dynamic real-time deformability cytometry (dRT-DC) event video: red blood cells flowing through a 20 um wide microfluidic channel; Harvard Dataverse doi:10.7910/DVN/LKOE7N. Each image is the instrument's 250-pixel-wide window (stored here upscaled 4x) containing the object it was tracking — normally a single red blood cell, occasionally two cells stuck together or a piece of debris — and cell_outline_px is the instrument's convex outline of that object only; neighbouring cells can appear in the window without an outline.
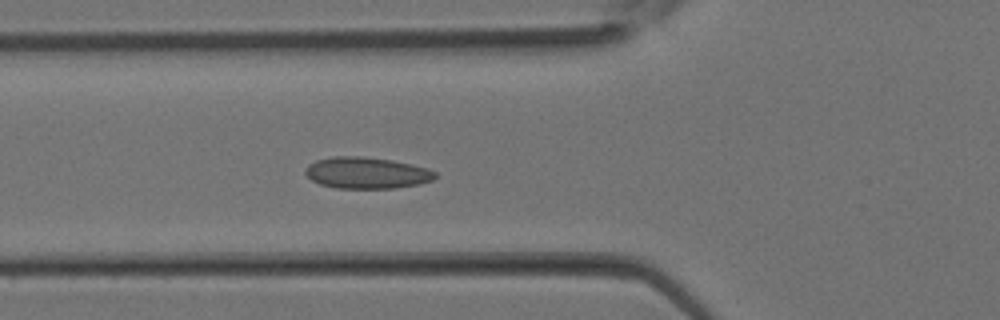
{"species": "Egyptian fruit bat (a non-hibernating species)", "species_latin": "Rousettus aegyptiacus", "temperature_condition": "room temperature", "stored_images_in_passage": 35, "segment_of_instrument_passage": [1, 2], "camera_frame_rate_fps": 3000, "um_per_image_px": 0.085, "animal": {"sex": "female"}, "frame": {"image": 1, "passage_image": 12, "time_ms": 3.667, "image_size_px": [1000, 320], "cell_outline_px": [[436, 176], [432, 180], [420, 184], [396, 188], [336, 188], [320, 184], [312, 180], [304, 172], [308, 164], [316, 160], [332, 156], [364, 156], [392, 160], [412, 164], [428, 168], [436, 172]], "centroid_in_image_um": [31.17, 14.69], "position_along_channel_um": 94.6, "area_um2": 23.93}}
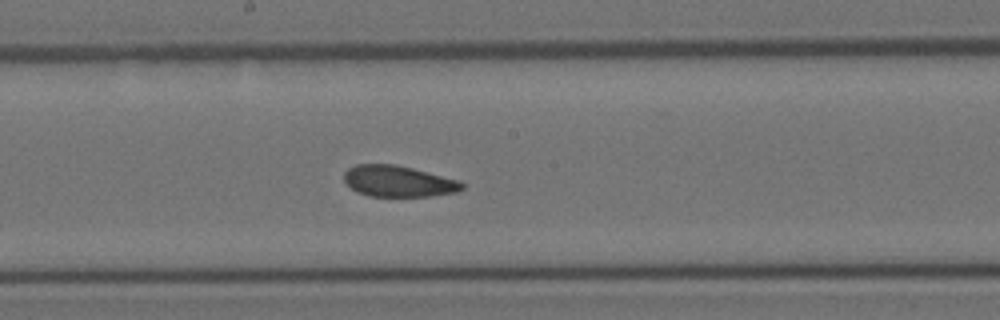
{"frame": {"image": 2, "passage_image": 18, "time_ms": 5.667, "image_size_px": [1000, 320], "cell_outline_px": [[464, 188], [456, 192], [432, 196], [368, 196], [356, 192], [344, 184], [344, 172], [348, 168], [356, 164], [396, 164], [460, 180], [464, 184]], "centroid_in_image_um": [33.83, 15.41], "position_along_channel_um": 214.4, "area_um2": 21.68}}
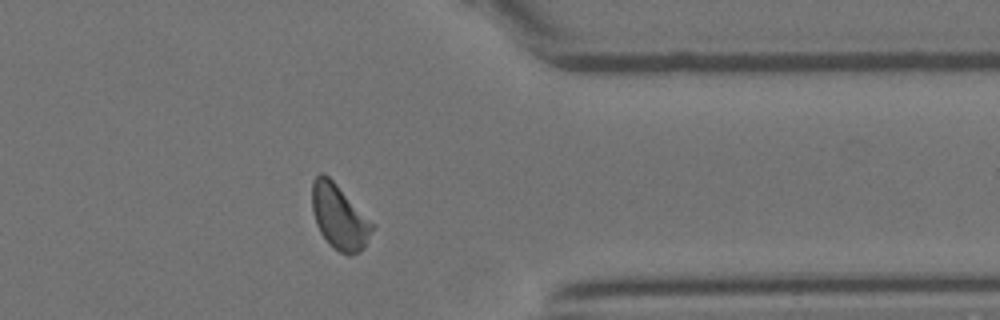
{"frame": {"image": 3, "passage_image": 27, "time_ms": 8.667, "image_size_px": [1000, 320], "cell_outline_px": [[376, 224], [364, 248], [348, 256], [332, 248], [328, 244], [320, 232], [316, 224], [312, 212], [312, 180], [320, 172], [324, 172]], "centroid_in_image_um": [28.84, 18.44], "position_along_channel_um": 382.6, "area_um2": 22.95}}